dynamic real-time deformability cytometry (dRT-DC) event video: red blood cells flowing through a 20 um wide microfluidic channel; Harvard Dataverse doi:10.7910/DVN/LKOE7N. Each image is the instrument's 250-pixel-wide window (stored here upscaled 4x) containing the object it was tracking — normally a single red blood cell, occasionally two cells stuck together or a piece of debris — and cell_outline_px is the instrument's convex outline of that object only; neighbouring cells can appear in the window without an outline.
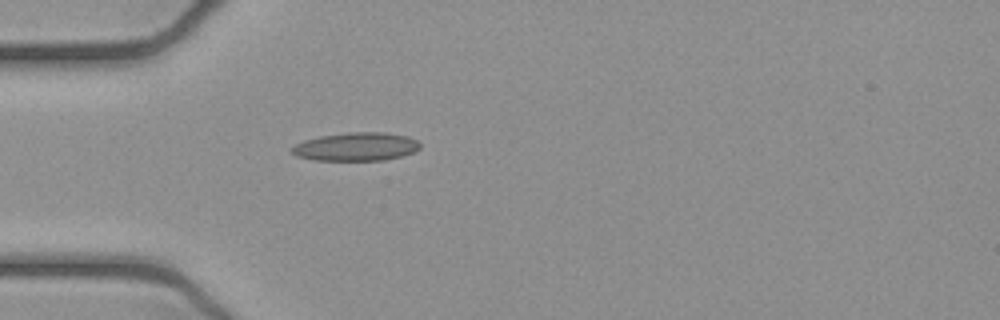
{"species": "common noctule bat (a hibernating species)", "species_latin": "Nyctalus noctula", "temperature_condition": "cold", "stored_images_in_passage": 38, "camera_frame_rate_fps": 3000, "um_per_image_px": 0.085, "animal": {"sex": "female", "body_mass_g": 21.9}, "frame": {"image": 1, "passage_image": 1, "time_ms": 0.0, "image_size_px": [1000, 320], "cell_outline_px": [[420, 148], [412, 152], [400, 156], [384, 160], [316, 160], [296, 156], [292, 152], [292, 148], [296, 144], [304, 140], [320, 136], [348, 132], [384, 132], [408, 136], [416, 140], [420, 144]], "centroid_in_image_um": [30.27, 12.46], "position_along_channel_um": 54.7, "area_um2": 21.04}}
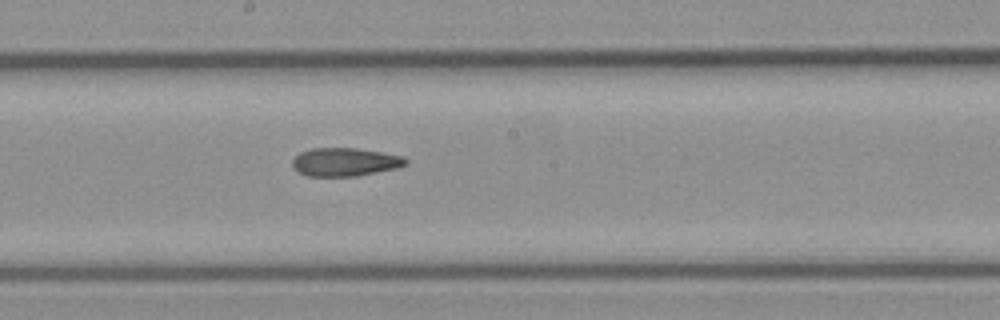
{"frame": {"image": 2, "passage_image": 14, "time_ms": 4.333, "image_size_px": [1000, 320], "cell_outline_px": [[408, 164], [400, 168], [356, 176], [308, 176], [296, 172], [292, 164], [292, 160], [300, 152], [312, 148], [356, 148], [384, 152], [404, 156], [408, 160]], "centroid_in_image_um": [29.36, 13.77], "position_along_channel_um": 218.8, "area_um2": 19.02}}
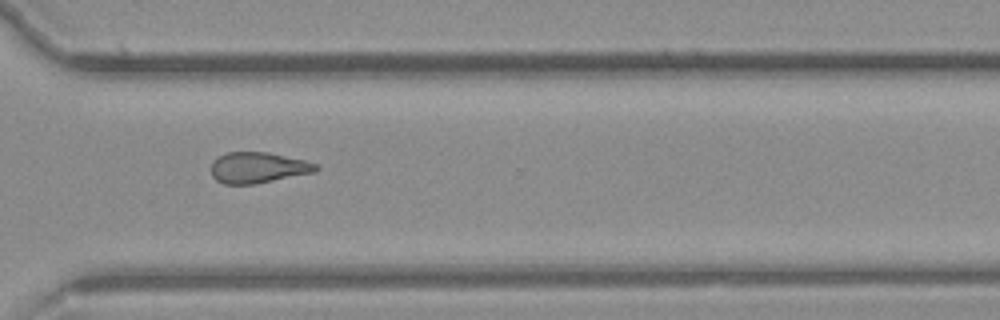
{"frame": {"image": 3, "passage_image": 24, "time_ms": 7.667, "image_size_px": [1000, 320], "cell_outline_px": [[320, 168], [316, 172], [256, 184], [224, 184], [216, 180], [212, 176], [212, 160], [228, 152], [268, 152], [304, 160], [316, 164]], "centroid_in_image_um": [21.94, 14.25], "position_along_channel_um": 348.7, "area_um2": 18.9}, "authors_computed_cell_mechanics": {"area_um2": 19.1318, "velocity_mm_per_s": 3.9068, "shape_relaxation_time_tau1_ms": null, "shape_relaxation_time_tau2_ms": 5.7803, "deformation_change_tau1": null, "deformation_change_tau2": 0.1552}}